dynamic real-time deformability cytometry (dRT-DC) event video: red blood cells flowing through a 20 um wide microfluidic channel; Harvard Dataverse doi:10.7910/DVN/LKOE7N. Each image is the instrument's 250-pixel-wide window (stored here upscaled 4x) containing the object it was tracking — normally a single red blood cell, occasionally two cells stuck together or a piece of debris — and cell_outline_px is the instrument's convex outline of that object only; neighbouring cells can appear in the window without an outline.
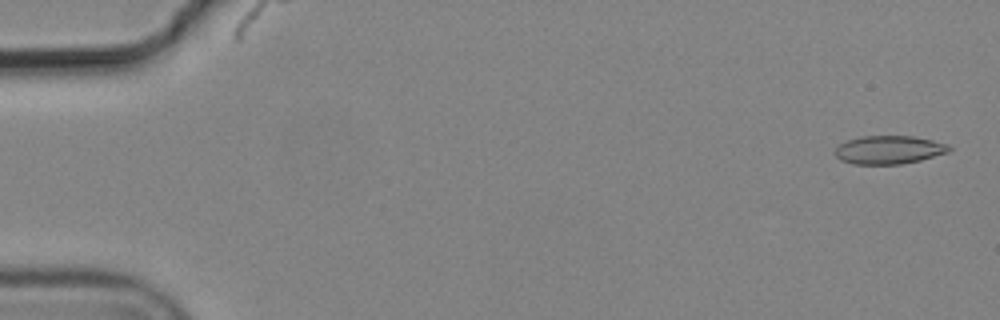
{"species": "common noctule bat (a hibernating species)", "species_latin": "Nyctalus noctula", "temperature_condition": "cold", "stored_images_in_passage": 4, "camera_frame_rate_fps": 3000, "um_per_image_px": 0.085, "animal": {"sex": "male", "body_mass_g": 19.2, "forearm_length_mm": 51.8}, "frame": {"image": 1, "passage_image": 1, "time_ms": 0.0, "image_size_px": [1000, 320], "cell_outline_px": [[952, 148], [948, 152], [920, 160], [900, 164], [852, 164], [840, 160], [836, 156], [836, 148], [840, 144], [848, 140], [864, 136], [912, 136], [932, 140], [948, 144]], "centroid_in_image_um": [75.57, 12.74], "position_along_channel_um": 9.4, "area_um2": 18.67}}
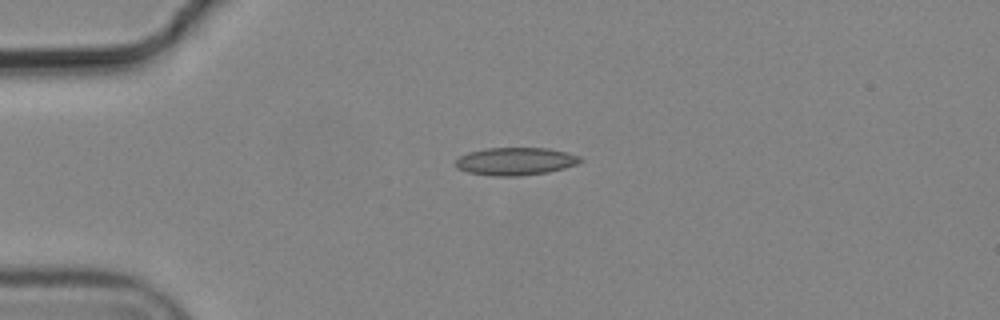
{"frame": {"image": 2, "passage_image": 4, "time_ms": 1.0, "image_size_px": [1000, 320], "cell_outline_px": [[584, 160], [576, 164], [564, 168], [548, 172], [520, 176], [492, 176], [468, 172], [456, 168], [456, 160], [460, 156], [468, 152], [484, 148], [548, 148], [580, 156]], "centroid_in_image_um": [43.8, 13.71], "position_along_channel_um": 41.2, "area_um2": 20.17}}